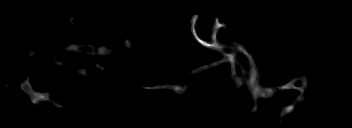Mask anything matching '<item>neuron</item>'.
Instances as JSON below:
<instances>
[{
  "label": "neuron",
  "instance_id": "1",
  "mask_svg": "<svg viewBox=\"0 0 352 128\" xmlns=\"http://www.w3.org/2000/svg\"><path fill=\"white\" fill-rule=\"evenodd\" d=\"M198 18H199V15L194 14L192 16L191 23H190L191 32H192L194 39L199 44H201L202 46H204L206 48L217 50V51L221 52L224 55V57L214 63L209 64V65L201 66L196 71H192V73L198 74V73L205 71L208 68H211V67L217 66L221 63L227 62L230 64V69L227 72V76L232 78V80L236 84L237 88H241V86L243 85L242 81L247 77L249 78L247 80V85L249 86L250 94H251V97L254 102H257L259 98H273V93L275 91L283 92V91L290 90V89L295 90L300 94V96L297 97L296 101L302 102L304 100L310 99L309 96L302 97V95L304 93V88L308 85V80L302 75L295 78V79H292L290 82H288L286 84L278 85L277 87H275V89L270 88V87L262 88L259 83L260 74L258 72L257 66L253 61V57L246 50V48L238 42L231 43V45L227 46L225 44H220L217 41L218 30L223 27L224 28L228 27V24L224 23V22H220L219 19L216 17L215 24H214L213 31H212V36H211L212 41L206 42V41L202 40L196 32L195 26H196V21ZM69 22L73 26H77L80 22V19L78 17H71V18H69ZM130 35H131V31H129V33L125 39V42H124L125 46L128 48L131 47ZM63 50L79 52V53H89L92 56H97V55L111 56L112 55V49H107L104 46L97 47L93 44L68 45V46H65V48H63ZM239 53H242L243 55H245L248 58L249 65H250L249 72H246L244 70V67L242 66L240 61L237 59V55ZM52 61L54 63V66H56V68H58L59 66H64V65L66 67H70V65L65 64L63 61H57V60H52ZM237 66H239L242 71V78L241 79L237 77V70H236ZM78 73L84 74L86 76L88 75L87 71L85 69H79ZM29 79H30V77L26 78V80L23 82V84L20 85V89L24 93H27V95L31 98L32 103L38 104L41 101L48 100L49 93H47V92L39 93L36 95V97H32V95L35 93V91L31 88L32 85L30 84ZM296 81H301L302 82L301 85L294 86L293 83ZM141 88L146 89V90L173 89L177 94H183V93L187 92V90L189 89L187 85L179 86V85H169V84L168 85H159V86H144V85H142ZM53 105H55L56 107H59V108L63 107L59 103H53ZM294 108H295V103H292L291 105L283 107L279 117L283 118L286 114L292 112L294 110Z\"/></svg>",
  "mask_w": 352,
  "mask_h": 128
}]
</instances>
